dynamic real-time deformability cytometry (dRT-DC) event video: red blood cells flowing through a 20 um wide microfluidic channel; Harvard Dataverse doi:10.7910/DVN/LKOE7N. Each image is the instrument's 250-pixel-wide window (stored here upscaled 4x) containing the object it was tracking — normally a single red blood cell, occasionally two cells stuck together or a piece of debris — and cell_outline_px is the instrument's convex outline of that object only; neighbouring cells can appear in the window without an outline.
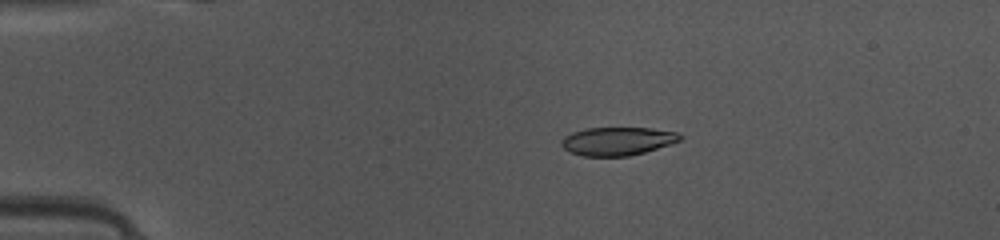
{"species": "common noctule bat (a hibernating species)", "species_latin": "Nyctalus noctula", "temperature_condition": "warm", "stored_images_in_passage": 41, "camera_frame_rate_fps": 3000, "um_per_image_px": 0.085, "animal": {"sex": "female", "body_mass_g": 10.0, "forearm_length_mm": 53.1}, "frame": {"image": 1, "passage_image": 3, "time_ms": 0.667, "image_size_px": [1000, 240], "cell_outline_px": [[684, 136], [680, 140], [644, 152], [628, 156], [584, 156], [568, 152], [560, 144], [560, 140], [564, 136], [572, 132], [588, 128], [652, 128], [676, 132]], "centroid_in_image_um": [52.43, 11.99], "position_along_channel_um": 32.6, "area_um2": 19.48}}
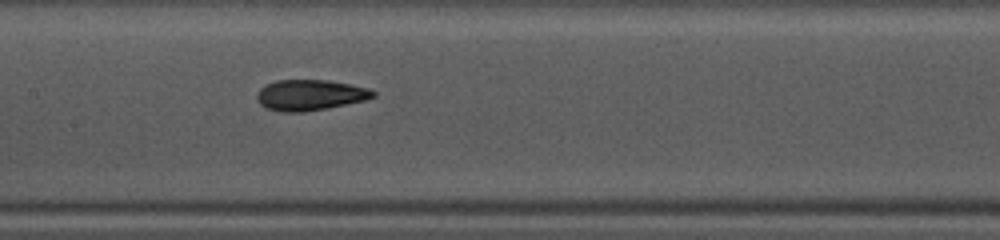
{"frame": {"image": 2, "passage_image": 17, "time_ms": 5.333, "image_size_px": [1000, 240], "cell_outline_px": [[376, 96], [364, 100], [328, 108], [304, 112], [280, 112], [268, 108], [260, 104], [256, 100], [256, 92], [264, 84], [276, 80], [328, 80], [368, 88], [376, 92]], "centroid_in_image_um": [26.31, 8.08], "position_along_channel_um": 181.1, "area_um2": 20.92}}
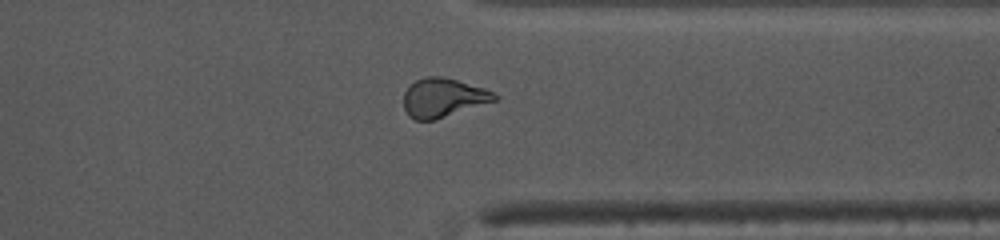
{"frame": {"image": 3, "passage_image": 31, "time_ms": 10.0, "image_size_px": [1000, 240], "cell_outline_px": [[496, 100], [436, 120], [416, 120], [408, 116], [404, 108], [404, 92], [416, 80], [428, 76], [444, 76], [484, 88], [492, 92], [496, 96]], "centroid_in_image_um": [37.64, 8.31], "position_along_channel_um": 373.8, "area_um2": 20.46}, "authors_computed_cell_mechanics": {"area_um2": 20.4612, "velocity_mm_per_s": 4.1542, "shape_relaxation_time_tau1_ms": 6.2005, "shape_relaxation_time_tau2_ms": 1.7253, "deformation_change_tau1": 0.171, "deformation_change_tau2": 0.0705}}